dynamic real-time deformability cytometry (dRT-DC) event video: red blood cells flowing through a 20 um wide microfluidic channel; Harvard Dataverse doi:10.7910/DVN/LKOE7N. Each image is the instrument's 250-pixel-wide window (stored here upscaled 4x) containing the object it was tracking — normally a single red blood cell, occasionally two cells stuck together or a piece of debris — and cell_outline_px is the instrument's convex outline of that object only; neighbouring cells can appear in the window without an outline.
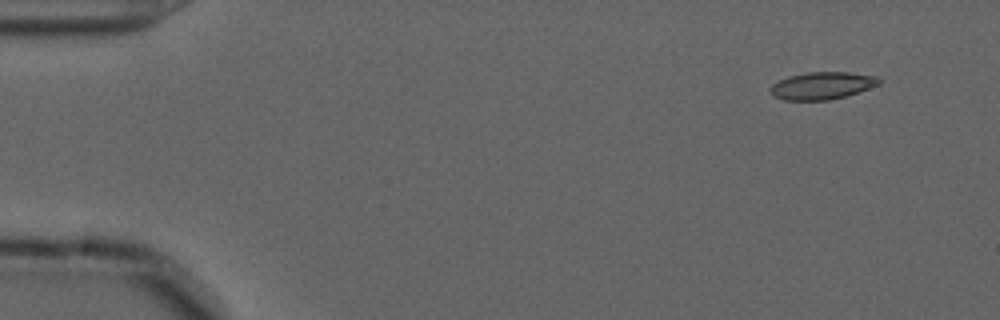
{"species": "common noctule bat (a hibernating species)", "species_latin": "Nyctalus noctula", "temperature_condition": "cold", "stored_images_in_passage": 52, "camera_frame_rate_fps": 3000, "um_per_image_px": 0.085, "animal": {"sex": "male", "forearm_length_mm": 52.5}, "frame": {"image": 1, "passage_image": 1, "time_ms": 0.0, "image_size_px": [1000, 320], "cell_outline_px": [[880, 84], [844, 96], [828, 100], [784, 100], [772, 96], [768, 92], [768, 88], [776, 80], [788, 76], [808, 72], [848, 72], [876, 76], [880, 80]], "centroid_in_image_um": [69.78, 7.28], "position_along_channel_um": 15.2, "area_um2": 17.4}}
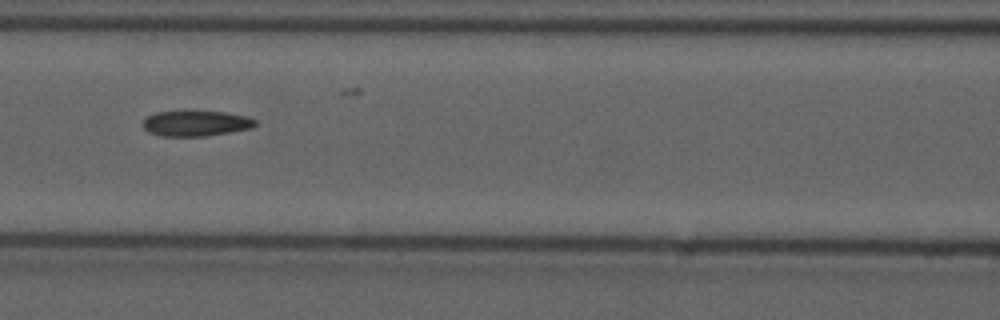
{"frame": {"image": 2, "passage_image": 21, "time_ms": 6.667, "image_size_px": [1000, 320], "cell_outline_px": [[256, 124], [252, 128], [204, 136], [160, 136], [148, 132], [144, 128], [144, 120], [148, 116], [156, 112], [224, 112], [248, 116], [256, 120]], "centroid_in_image_um": [16.66, 10.49], "position_along_channel_um": 149.9, "area_um2": 16.42}}
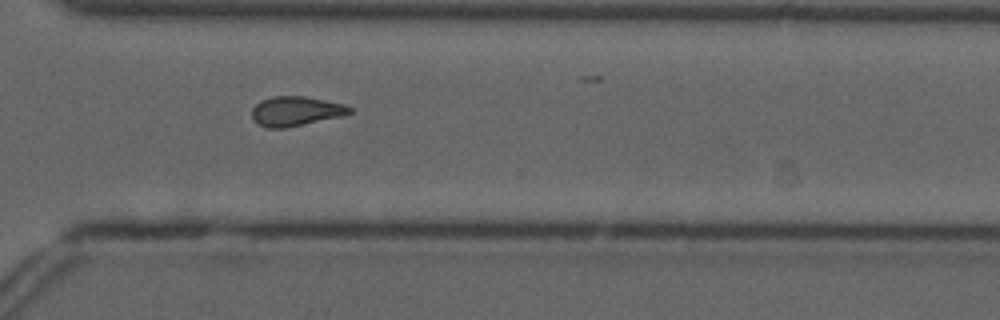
{"frame": {"image": 3, "passage_image": 37, "time_ms": 12.0, "image_size_px": [1000, 320], "cell_outline_px": [[352, 112], [344, 116], [284, 128], [268, 128], [256, 124], [252, 120], [252, 108], [260, 100], [272, 96], [304, 96], [344, 104], [352, 108]], "centroid_in_image_um": [25.12, 9.45], "position_along_channel_um": 345.5, "area_um2": 16.99}, "authors_computed_cell_mechanics": {"area_um2": 17.1088, "velocity_mm_per_s": 3.6795, "shape_relaxation_time_tau1_ms": null, "shape_relaxation_time_tau2_ms": 5.2896, "deformation_change_tau1": null, "deformation_change_tau2": 0.1064}}